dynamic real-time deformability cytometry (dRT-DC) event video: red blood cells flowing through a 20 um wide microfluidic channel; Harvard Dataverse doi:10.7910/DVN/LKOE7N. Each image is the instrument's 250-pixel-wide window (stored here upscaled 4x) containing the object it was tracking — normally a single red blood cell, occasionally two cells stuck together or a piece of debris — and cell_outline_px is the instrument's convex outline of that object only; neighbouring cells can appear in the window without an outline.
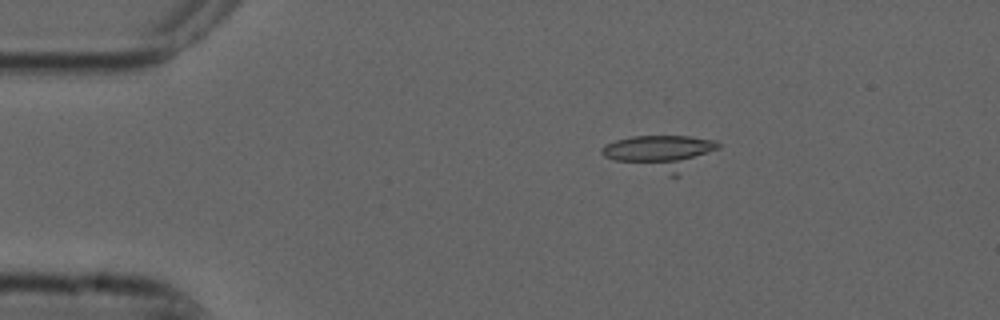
{"species": "common noctule bat (a hibernating species)", "species_latin": "Nyctalus noctula", "temperature_condition": "cold", "stored_images_in_passage": 4, "camera_frame_rate_fps": 3000, "um_per_image_px": 0.085, "animal": {"sex": "male", "forearm_length_mm": 52.5}, "frame": {"image": 1, "passage_image": 2, "time_ms": 0.333, "image_size_px": [1000, 320], "cell_outline_px": [[720, 148], [680, 176], [668, 176], [616, 160], [604, 156], [600, 152], [600, 148], [604, 144], [616, 140], [632, 136], [688, 136], [716, 140], [720, 144]], "centroid_in_image_um": [56.21, 12.97], "position_along_channel_um": 28.8, "area_um2": 23.81}}